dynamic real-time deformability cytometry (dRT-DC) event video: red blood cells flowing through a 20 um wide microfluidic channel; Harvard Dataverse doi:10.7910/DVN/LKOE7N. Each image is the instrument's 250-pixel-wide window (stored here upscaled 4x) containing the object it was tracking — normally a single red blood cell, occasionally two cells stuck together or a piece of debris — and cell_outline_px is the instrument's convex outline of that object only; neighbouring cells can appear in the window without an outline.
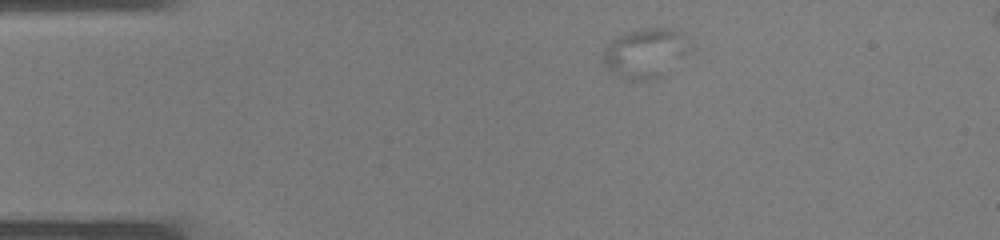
{"species": "common noctule bat (a hibernating species)", "species_latin": "Nyctalus noctula", "temperature_condition": "warm", "stored_images_in_passage": 35, "segment_of_instrument_passage": [1, 2], "camera_frame_rate_fps": 3000, "um_per_image_px": 0.085, "animal": {"sex": "male", "body_mass_g": 19.0, "forearm_length_mm": 50.8}, "frame": {"image": 1, "passage_image": 1, "time_ms": 0.0, "image_size_px": [1000, 240], "cell_outline_px": [[688, 52], [668, 76], [652, 80], [628, 80], [616, 76], [604, 64], [604, 52], [608, 44], [616, 36], [624, 32], [640, 28], [672, 28], [684, 32], [688, 48]], "centroid_in_image_um": [54.89, 4.53], "position_along_channel_um": 30.1, "area_um2": 25.61}}
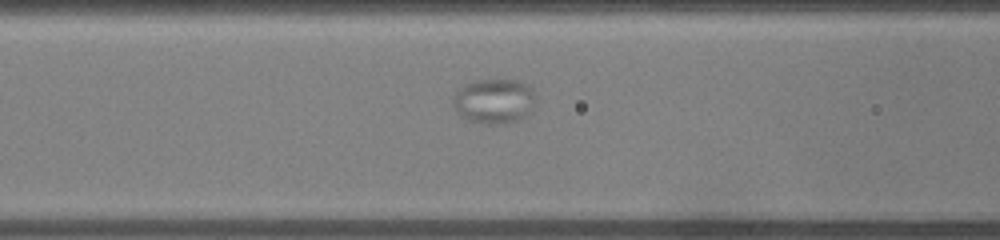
{"frame": {"image": 2, "passage_image": 10, "time_ms": 3.0, "image_size_px": [1000, 240], "cell_outline_px": [[536, 100], [524, 116], [516, 120], [504, 124], [484, 124], [468, 120], [460, 116], [452, 104], [452, 96], [464, 84], [476, 80], [516, 80], [528, 84], [536, 92]], "centroid_in_image_um": [41.98, 8.58], "position_along_channel_um": 124.6, "area_um2": 21.73}}
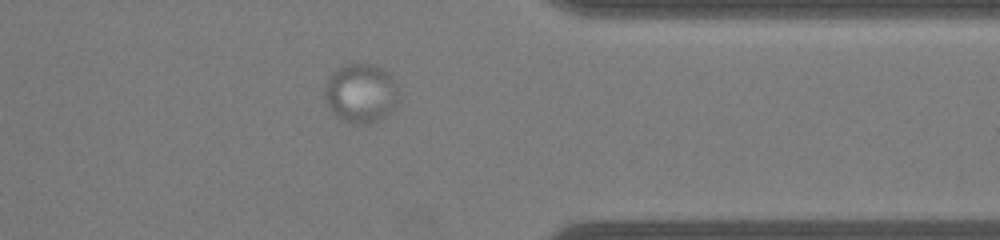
{"frame": {"image": 3, "passage_image": 26, "time_ms": 8.333, "image_size_px": [1000, 240], "cell_outline_px": [[396, 104], [384, 116], [368, 124], [356, 124], [344, 120], [332, 112], [324, 100], [324, 80], [336, 68], [344, 64], [372, 64], [384, 68], [396, 80]], "centroid_in_image_um": [30.62, 7.88], "position_along_channel_um": 380.8, "area_um2": 25.61}}